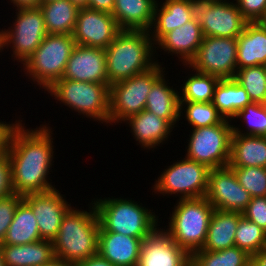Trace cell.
Returning <instances> with one entry per match:
<instances>
[{"label":"cell","mask_w":266,"mask_h":266,"mask_svg":"<svg viewBox=\"0 0 266 266\" xmlns=\"http://www.w3.org/2000/svg\"><path fill=\"white\" fill-rule=\"evenodd\" d=\"M45 27L48 34H73L79 7L70 0L41 3Z\"/></svg>","instance_id":"obj_29"},{"label":"cell","mask_w":266,"mask_h":266,"mask_svg":"<svg viewBox=\"0 0 266 266\" xmlns=\"http://www.w3.org/2000/svg\"><path fill=\"white\" fill-rule=\"evenodd\" d=\"M214 210L206 197L178 199L163 230L191 256L202 249Z\"/></svg>","instance_id":"obj_5"},{"label":"cell","mask_w":266,"mask_h":266,"mask_svg":"<svg viewBox=\"0 0 266 266\" xmlns=\"http://www.w3.org/2000/svg\"><path fill=\"white\" fill-rule=\"evenodd\" d=\"M250 258L236 246L220 251L198 250L191 255V266H248Z\"/></svg>","instance_id":"obj_33"},{"label":"cell","mask_w":266,"mask_h":266,"mask_svg":"<svg viewBox=\"0 0 266 266\" xmlns=\"http://www.w3.org/2000/svg\"><path fill=\"white\" fill-rule=\"evenodd\" d=\"M61 79L108 83L105 50L76 44Z\"/></svg>","instance_id":"obj_18"},{"label":"cell","mask_w":266,"mask_h":266,"mask_svg":"<svg viewBox=\"0 0 266 266\" xmlns=\"http://www.w3.org/2000/svg\"><path fill=\"white\" fill-rule=\"evenodd\" d=\"M235 119L245 122L244 125L246 124L247 127L244 128V131L232 125V134L266 136V104L252 102L238 111L232 118L233 121Z\"/></svg>","instance_id":"obj_36"},{"label":"cell","mask_w":266,"mask_h":266,"mask_svg":"<svg viewBox=\"0 0 266 266\" xmlns=\"http://www.w3.org/2000/svg\"><path fill=\"white\" fill-rule=\"evenodd\" d=\"M137 266H191V256L158 227L141 241Z\"/></svg>","instance_id":"obj_17"},{"label":"cell","mask_w":266,"mask_h":266,"mask_svg":"<svg viewBox=\"0 0 266 266\" xmlns=\"http://www.w3.org/2000/svg\"><path fill=\"white\" fill-rule=\"evenodd\" d=\"M115 0H88L87 8L112 14Z\"/></svg>","instance_id":"obj_44"},{"label":"cell","mask_w":266,"mask_h":266,"mask_svg":"<svg viewBox=\"0 0 266 266\" xmlns=\"http://www.w3.org/2000/svg\"><path fill=\"white\" fill-rule=\"evenodd\" d=\"M195 8V0H157L149 29L153 44L155 45L165 34L192 20L195 17Z\"/></svg>","instance_id":"obj_19"},{"label":"cell","mask_w":266,"mask_h":266,"mask_svg":"<svg viewBox=\"0 0 266 266\" xmlns=\"http://www.w3.org/2000/svg\"><path fill=\"white\" fill-rule=\"evenodd\" d=\"M204 39L202 28L194 17L181 27H177L165 34L155 45V56L157 49L164 53L176 55L183 65H188L197 53L199 46ZM157 48V49H156Z\"/></svg>","instance_id":"obj_20"},{"label":"cell","mask_w":266,"mask_h":266,"mask_svg":"<svg viewBox=\"0 0 266 266\" xmlns=\"http://www.w3.org/2000/svg\"><path fill=\"white\" fill-rule=\"evenodd\" d=\"M180 102V119L184 115L191 128H201L222 123L225 119L213 102ZM184 111V112H183Z\"/></svg>","instance_id":"obj_34"},{"label":"cell","mask_w":266,"mask_h":266,"mask_svg":"<svg viewBox=\"0 0 266 266\" xmlns=\"http://www.w3.org/2000/svg\"><path fill=\"white\" fill-rule=\"evenodd\" d=\"M242 215L266 232V196L252 197Z\"/></svg>","instance_id":"obj_40"},{"label":"cell","mask_w":266,"mask_h":266,"mask_svg":"<svg viewBox=\"0 0 266 266\" xmlns=\"http://www.w3.org/2000/svg\"><path fill=\"white\" fill-rule=\"evenodd\" d=\"M235 246L245 250L251 256L266 247V232L242 216L235 233Z\"/></svg>","instance_id":"obj_37"},{"label":"cell","mask_w":266,"mask_h":266,"mask_svg":"<svg viewBox=\"0 0 266 266\" xmlns=\"http://www.w3.org/2000/svg\"><path fill=\"white\" fill-rule=\"evenodd\" d=\"M196 2L195 17L204 37L237 38L248 21L234 0Z\"/></svg>","instance_id":"obj_13"},{"label":"cell","mask_w":266,"mask_h":266,"mask_svg":"<svg viewBox=\"0 0 266 266\" xmlns=\"http://www.w3.org/2000/svg\"><path fill=\"white\" fill-rule=\"evenodd\" d=\"M40 240L42 239L37 219L31 208L22 200L15 210L13 221L1 245H24Z\"/></svg>","instance_id":"obj_31"},{"label":"cell","mask_w":266,"mask_h":266,"mask_svg":"<svg viewBox=\"0 0 266 266\" xmlns=\"http://www.w3.org/2000/svg\"><path fill=\"white\" fill-rule=\"evenodd\" d=\"M9 149H0V162L6 157Z\"/></svg>","instance_id":"obj_51"},{"label":"cell","mask_w":266,"mask_h":266,"mask_svg":"<svg viewBox=\"0 0 266 266\" xmlns=\"http://www.w3.org/2000/svg\"><path fill=\"white\" fill-rule=\"evenodd\" d=\"M92 200L99 224L105 231L143 240L160 226L159 216L140 201L124 197H100Z\"/></svg>","instance_id":"obj_4"},{"label":"cell","mask_w":266,"mask_h":266,"mask_svg":"<svg viewBox=\"0 0 266 266\" xmlns=\"http://www.w3.org/2000/svg\"><path fill=\"white\" fill-rule=\"evenodd\" d=\"M23 122V119L13 122L0 120V149H9V144L13 131Z\"/></svg>","instance_id":"obj_43"},{"label":"cell","mask_w":266,"mask_h":266,"mask_svg":"<svg viewBox=\"0 0 266 266\" xmlns=\"http://www.w3.org/2000/svg\"><path fill=\"white\" fill-rule=\"evenodd\" d=\"M131 129L133 138L144 150H154L160 146V144L167 143L169 136L171 137V132L173 131V126L165 119L156 116L147 110H143L137 115H133L125 120Z\"/></svg>","instance_id":"obj_21"},{"label":"cell","mask_w":266,"mask_h":266,"mask_svg":"<svg viewBox=\"0 0 266 266\" xmlns=\"http://www.w3.org/2000/svg\"><path fill=\"white\" fill-rule=\"evenodd\" d=\"M141 239L105 231L98 234V253L115 266H137Z\"/></svg>","instance_id":"obj_22"},{"label":"cell","mask_w":266,"mask_h":266,"mask_svg":"<svg viewBox=\"0 0 266 266\" xmlns=\"http://www.w3.org/2000/svg\"><path fill=\"white\" fill-rule=\"evenodd\" d=\"M11 164L6 156L0 162V198L13 194Z\"/></svg>","instance_id":"obj_42"},{"label":"cell","mask_w":266,"mask_h":266,"mask_svg":"<svg viewBox=\"0 0 266 266\" xmlns=\"http://www.w3.org/2000/svg\"><path fill=\"white\" fill-rule=\"evenodd\" d=\"M163 73L152 85L147 95L145 110L167 120L174 128L180 121L179 91L170 86ZM169 82V83H168Z\"/></svg>","instance_id":"obj_23"},{"label":"cell","mask_w":266,"mask_h":266,"mask_svg":"<svg viewBox=\"0 0 266 266\" xmlns=\"http://www.w3.org/2000/svg\"><path fill=\"white\" fill-rule=\"evenodd\" d=\"M240 212L221 211L215 209L207 231L205 243L201 250L220 251L235 246Z\"/></svg>","instance_id":"obj_25"},{"label":"cell","mask_w":266,"mask_h":266,"mask_svg":"<svg viewBox=\"0 0 266 266\" xmlns=\"http://www.w3.org/2000/svg\"><path fill=\"white\" fill-rule=\"evenodd\" d=\"M156 2L157 0H115L112 16L121 29L149 31Z\"/></svg>","instance_id":"obj_27"},{"label":"cell","mask_w":266,"mask_h":266,"mask_svg":"<svg viewBox=\"0 0 266 266\" xmlns=\"http://www.w3.org/2000/svg\"><path fill=\"white\" fill-rule=\"evenodd\" d=\"M266 63V30L257 22H248L237 37V69Z\"/></svg>","instance_id":"obj_24"},{"label":"cell","mask_w":266,"mask_h":266,"mask_svg":"<svg viewBox=\"0 0 266 266\" xmlns=\"http://www.w3.org/2000/svg\"><path fill=\"white\" fill-rule=\"evenodd\" d=\"M46 92L60 104L78 112V115L109 126L110 86L108 83L60 79Z\"/></svg>","instance_id":"obj_7"},{"label":"cell","mask_w":266,"mask_h":266,"mask_svg":"<svg viewBox=\"0 0 266 266\" xmlns=\"http://www.w3.org/2000/svg\"><path fill=\"white\" fill-rule=\"evenodd\" d=\"M65 197L56 188L23 196V201L31 208L37 219L42 240L53 241L56 237L65 213L72 206Z\"/></svg>","instance_id":"obj_16"},{"label":"cell","mask_w":266,"mask_h":266,"mask_svg":"<svg viewBox=\"0 0 266 266\" xmlns=\"http://www.w3.org/2000/svg\"><path fill=\"white\" fill-rule=\"evenodd\" d=\"M105 53L109 86L145 72L159 61L147 30L122 29Z\"/></svg>","instance_id":"obj_2"},{"label":"cell","mask_w":266,"mask_h":266,"mask_svg":"<svg viewBox=\"0 0 266 266\" xmlns=\"http://www.w3.org/2000/svg\"><path fill=\"white\" fill-rule=\"evenodd\" d=\"M230 167H266V136L232 134Z\"/></svg>","instance_id":"obj_28"},{"label":"cell","mask_w":266,"mask_h":266,"mask_svg":"<svg viewBox=\"0 0 266 266\" xmlns=\"http://www.w3.org/2000/svg\"><path fill=\"white\" fill-rule=\"evenodd\" d=\"M209 172L210 168L205 164L184 156L162 171L151 190L159 196L173 195L178 199L205 197Z\"/></svg>","instance_id":"obj_10"},{"label":"cell","mask_w":266,"mask_h":266,"mask_svg":"<svg viewBox=\"0 0 266 266\" xmlns=\"http://www.w3.org/2000/svg\"><path fill=\"white\" fill-rule=\"evenodd\" d=\"M220 79H233L237 71V38L204 37L196 55L184 65Z\"/></svg>","instance_id":"obj_12"},{"label":"cell","mask_w":266,"mask_h":266,"mask_svg":"<svg viewBox=\"0 0 266 266\" xmlns=\"http://www.w3.org/2000/svg\"><path fill=\"white\" fill-rule=\"evenodd\" d=\"M205 197L214 209L240 213L252 198L229 165L210 169Z\"/></svg>","instance_id":"obj_14"},{"label":"cell","mask_w":266,"mask_h":266,"mask_svg":"<svg viewBox=\"0 0 266 266\" xmlns=\"http://www.w3.org/2000/svg\"><path fill=\"white\" fill-rule=\"evenodd\" d=\"M248 22H256L266 10V0H234Z\"/></svg>","instance_id":"obj_41"},{"label":"cell","mask_w":266,"mask_h":266,"mask_svg":"<svg viewBox=\"0 0 266 266\" xmlns=\"http://www.w3.org/2000/svg\"><path fill=\"white\" fill-rule=\"evenodd\" d=\"M15 11L12 25L7 29H0V46L1 52L10 47L13 61L20 62L22 66L39 47L48 32L39 7L20 8Z\"/></svg>","instance_id":"obj_9"},{"label":"cell","mask_w":266,"mask_h":266,"mask_svg":"<svg viewBox=\"0 0 266 266\" xmlns=\"http://www.w3.org/2000/svg\"><path fill=\"white\" fill-rule=\"evenodd\" d=\"M264 30H266V10L265 13L256 21Z\"/></svg>","instance_id":"obj_50"},{"label":"cell","mask_w":266,"mask_h":266,"mask_svg":"<svg viewBox=\"0 0 266 266\" xmlns=\"http://www.w3.org/2000/svg\"><path fill=\"white\" fill-rule=\"evenodd\" d=\"M165 69L158 62L145 72L110 85L109 125L121 124L143 111L153 83L166 72Z\"/></svg>","instance_id":"obj_8"},{"label":"cell","mask_w":266,"mask_h":266,"mask_svg":"<svg viewBox=\"0 0 266 266\" xmlns=\"http://www.w3.org/2000/svg\"><path fill=\"white\" fill-rule=\"evenodd\" d=\"M251 197L266 196V167H231Z\"/></svg>","instance_id":"obj_38"},{"label":"cell","mask_w":266,"mask_h":266,"mask_svg":"<svg viewBox=\"0 0 266 266\" xmlns=\"http://www.w3.org/2000/svg\"><path fill=\"white\" fill-rule=\"evenodd\" d=\"M41 266H74V265L71 262H68L64 259L54 257L51 261Z\"/></svg>","instance_id":"obj_48"},{"label":"cell","mask_w":266,"mask_h":266,"mask_svg":"<svg viewBox=\"0 0 266 266\" xmlns=\"http://www.w3.org/2000/svg\"><path fill=\"white\" fill-rule=\"evenodd\" d=\"M196 2H212V1H223V0H195Z\"/></svg>","instance_id":"obj_52"},{"label":"cell","mask_w":266,"mask_h":266,"mask_svg":"<svg viewBox=\"0 0 266 266\" xmlns=\"http://www.w3.org/2000/svg\"><path fill=\"white\" fill-rule=\"evenodd\" d=\"M0 266H5L3 262L1 250H0Z\"/></svg>","instance_id":"obj_53"},{"label":"cell","mask_w":266,"mask_h":266,"mask_svg":"<svg viewBox=\"0 0 266 266\" xmlns=\"http://www.w3.org/2000/svg\"><path fill=\"white\" fill-rule=\"evenodd\" d=\"M49 125L46 123L28 129L25 123H21L12 133L6 156L11 164L12 185L16 194L24 196L56 188L49 181L55 158L53 131Z\"/></svg>","instance_id":"obj_1"},{"label":"cell","mask_w":266,"mask_h":266,"mask_svg":"<svg viewBox=\"0 0 266 266\" xmlns=\"http://www.w3.org/2000/svg\"><path fill=\"white\" fill-rule=\"evenodd\" d=\"M254 103L266 104V71L263 65L237 69L234 76Z\"/></svg>","instance_id":"obj_35"},{"label":"cell","mask_w":266,"mask_h":266,"mask_svg":"<svg viewBox=\"0 0 266 266\" xmlns=\"http://www.w3.org/2000/svg\"><path fill=\"white\" fill-rule=\"evenodd\" d=\"M75 266H115L107 259L102 257L99 253L92 255L86 260L78 262Z\"/></svg>","instance_id":"obj_45"},{"label":"cell","mask_w":266,"mask_h":266,"mask_svg":"<svg viewBox=\"0 0 266 266\" xmlns=\"http://www.w3.org/2000/svg\"><path fill=\"white\" fill-rule=\"evenodd\" d=\"M194 72L186 76L183 84L178 89L180 90L179 101L212 102L214 90L220 78L197 71Z\"/></svg>","instance_id":"obj_32"},{"label":"cell","mask_w":266,"mask_h":266,"mask_svg":"<svg viewBox=\"0 0 266 266\" xmlns=\"http://www.w3.org/2000/svg\"><path fill=\"white\" fill-rule=\"evenodd\" d=\"M122 29L112 14L80 8L73 39L77 45L106 49Z\"/></svg>","instance_id":"obj_15"},{"label":"cell","mask_w":266,"mask_h":266,"mask_svg":"<svg viewBox=\"0 0 266 266\" xmlns=\"http://www.w3.org/2000/svg\"><path fill=\"white\" fill-rule=\"evenodd\" d=\"M70 1L79 8L87 7L88 0H70Z\"/></svg>","instance_id":"obj_49"},{"label":"cell","mask_w":266,"mask_h":266,"mask_svg":"<svg viewBox=\"0 0 266 266\" xmlns=\"http://www.w3.org/2000/svg\"><path fill=\"white\" fill-rule=\"evenodd\" d=\"M22 200L23 196L16 193L0 198V245L3 244L6 232L13 221L15 210Z\"/></svg>","instance_id":"obj_39"},{"label":"cell","mask_w":266,"mask_h":266,"mask_svg":"<svg viewBox=\"0 0 266 266\" xmlns=\"http://www.w3.org/2000/svg\"><path fill=\"white\" fill-rule=\"evenodd\" d=\"M8 2L13 4L14 9L36 8L41 4V0H10Z\"/></svg>","instance_id":"obj_46"},{"label":"cell","mask_w":266,"mask_h":266,"mask_svg":"<svg viewBox=\"0 0 266 266\" xmlns=\"http://www.w3.org/2000/svg\"><path fill=\"white\" fill-rule=\"evenodd\" d=\"M212 102L224 119L231 121L238 111L252 103L246 90L234 78L220 79Z\"/></svg>","instance_id":"obj_30"},{"label":"cell","mask_w":266,"mask_h":266,"mask_svg":"<svg viewBox=\"0 0 266 266\" xmlns=\"http://www.w3.org/2000/svg\"><path fill=\"white\" fill-rule=\"evenodd\" d=\"M51 1H56V0H41V3L51 2Z\"/></svg>","instance_id":"obj_54"},{"label":"cell","mask_w":266,"mask_h":266,"mask_svg":"<svg viewBox=\"0 0 266 266\" xmlns=\"http://www.w3.org/2000/svg\"><path fill=\"white\" fill-rule=\"evenodd\" d=\"M5 266H41L54 257L52 241L40 240L24 245H0Z\"/></svg>","instance_id":"obj_26"},{"label":"cell","mask_w":266,"mask_h":266,"mask_svg":"<svg viewBox=\"0 0 266 266\" xmlns=\"http://www.w3.org/2000/svg\"><path fill=\"white\" fill-rule=\"evenodd\" d=\"M187 139L185 157L205 164L210 169L229 165L232 121L192 128Z\"/></svg>","instance_id":"obj_11"},{"label":"cell","mask_w":266,"mask_h":266,"mask_svg":"<svg viewBox=\"0 0 266 266\" xmlns=\"http://www.w3.org/2000/svg\"><path fill=\"white\" fill-rule=\"evenodd\" d=\"M75 45L72 34H47L39 47L24 62V76L45 92L63 77Z\"/></svg>","instance_id":"obj_6"},{"label":"cell","mask_w":266,"mask_h":266,"mask_svg":"<svg viewBox=\"0 0 266 266\" xmlns=\"http://www.w3.org/2000/svg\"><path fill=\"white\" fill-rule=\"evenodd\" d=\"M250 264L252 266H266V247L251 255Z\"/></svg>","instance_id":"obj_47"},{"label":"cell","mask_w":266,"mask_h":266,"mask_svg":"<svg viewBox=\"0 0 266 266\" xmlns=\"http://www.w3.org/2000/svg\"><path fill=\"white\" fill-rule=\"evenodd\" d=\"M88 205V211L71 206L52 241L55 257L74 266L98 253L99 219L93 200Z\"/></svg>","instance_id":"obj_3"}]
</instances>
